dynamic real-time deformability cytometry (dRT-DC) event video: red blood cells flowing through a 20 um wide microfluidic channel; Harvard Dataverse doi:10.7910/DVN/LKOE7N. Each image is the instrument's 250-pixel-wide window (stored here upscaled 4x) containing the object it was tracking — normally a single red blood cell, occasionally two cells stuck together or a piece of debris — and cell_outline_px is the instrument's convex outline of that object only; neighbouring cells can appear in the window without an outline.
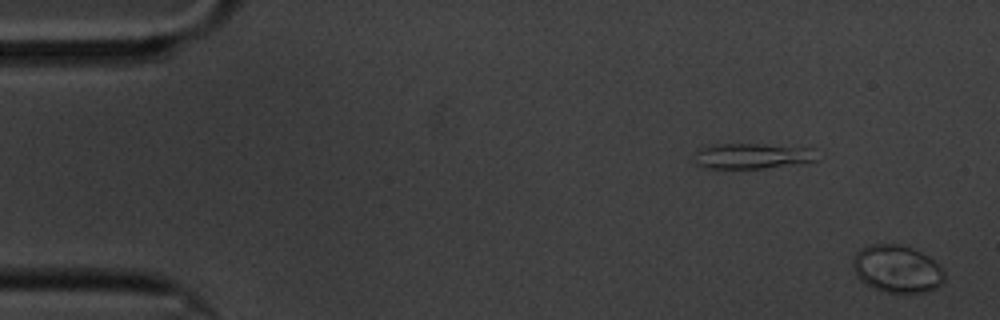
{"species": "common noctule bat (a hibernating species)", "species_latin": "Nyctalus noctula", "temperature_condition": "cold", "stored_images_in_passage": 61, "camera_frame_rate_fps": 3000, "um_per_image_px": 0.085, "animal": {"sex": "male", "body_mass_g": 20.1, "forearm_length_mm": 53.5}, "frame": {"image": 1, "passage_image": 2, "time_ms": 0.333, "image_size_px": [1000, 320], "cell_outline_px": [[944, 280], [936, 288], [920, 292], [884, 292], [872, 288], [860, 280], [856, 276], [852, 268], [852, 260], [856, 252], [860, 248], [872, 244], [896, 244], [912, 248], [928, 256], [944, 272]], "centroid_in_image_um": [76.18, 22.85], "position_along_channel_um": 8.8, "area_um2": 25.2}}
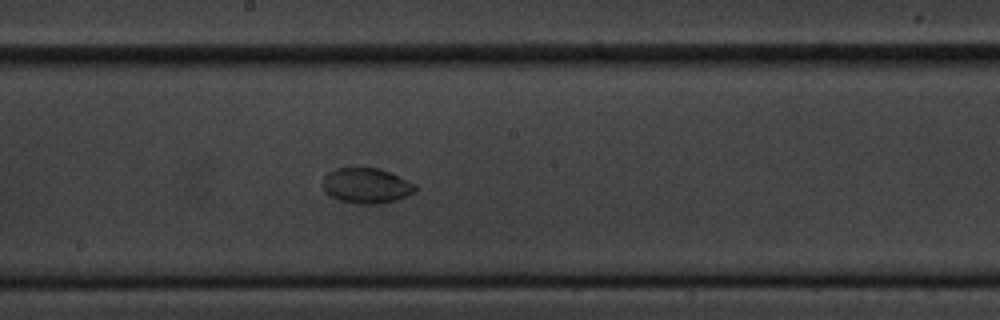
{"frame": {"image": 2, "passage_image": 33, "time_ms": 10.667, "image_size_px": [1000, 320], "cell_outline_px": [[416, 192], [408, 196], [396, 200], [380, 204], [360, 204], [340, 200], [332, 196], [324, 188], [324, 176], [328, 172], [336, 168], [380, 168], [416, 184]], "centroid_in_image_um": [31.2, 15.78], "position_along_channel_um": 217.0, "area_um2": 18.9}}
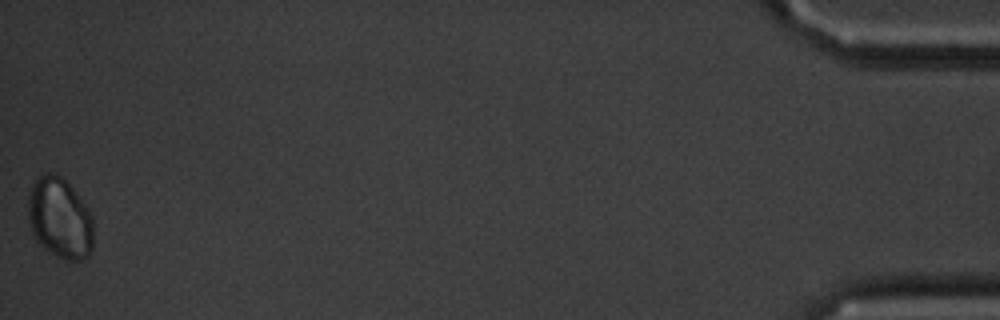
{"frame": {"image": 3, "passage_image": 61, "time_ms": 20.0, "image_size_px": [1000, 320], "cell_outline_px": [[92, 248], [88, 256], [84, 260], [68, 260], [56, 256], [44, 248], [36, 240], [32, 232], [28, 220], [28, 196], [32, 184], [44, 172], [52, 172], [60, 176], [72, 188], [88, 208], [92, 216]], "centroid_in_image_um": [5.07, 18.55], "position_along_channel_um": 430.1, "area_um2": 30.75}}